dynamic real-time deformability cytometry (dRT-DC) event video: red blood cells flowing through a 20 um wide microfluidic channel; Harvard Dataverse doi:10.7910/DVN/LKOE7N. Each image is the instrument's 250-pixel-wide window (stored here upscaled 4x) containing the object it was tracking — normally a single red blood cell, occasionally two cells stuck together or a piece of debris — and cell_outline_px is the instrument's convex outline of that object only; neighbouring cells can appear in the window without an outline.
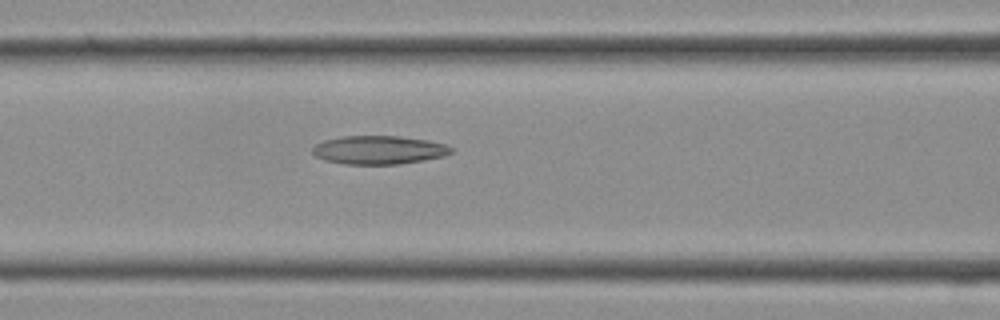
{"species": "Egyptian fruit bat (a non-hibernating species)", "species_latin": "Rousettus aegyptiacus", "temperature_condition": "cold", "stored_images_in_passage": 25, "camera_frame_rate_fps": 3000, "um_per_image_px": 0.085, "frame": {"image": 1, "passage_image": 7, "time_ms": 2.0, "image_size_px": [1000, 320], "cell_outline_px": [[452, 152], [444, 156], [424, 160], [400, 164], [344, 164], [324, 160], [316, 156], [312, 152], [312, 148], [316, 144], [324, 140], [340, 136], [400, 136], [428, 140], [444, 144], [452, 148]], "centroid_in_image_um": [32.18, 12.74], "position_along_channel_um": 134.4, "area_um2": 23.06}}
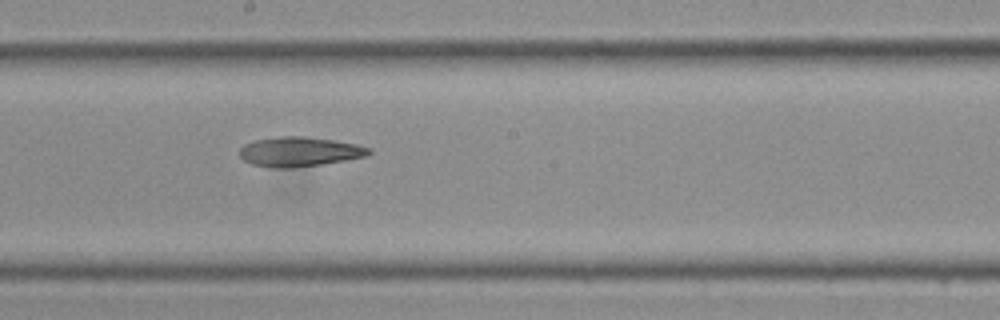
{"frame": {"image": 2, "passage_image": 11, "time_ms": 3.333, "image_size_px": [1000, 320], "cell_outline_px": [[372, 152], [368, 156], [320, 164], [292, 168], [268, 168], [252, 164], [244, 160], [240, 156], [240, 148], [244, 144], [256, 140], [276, 136], [304, 136], [332, 140], [356, 144], [372, 148]], "centroid_in_image_um": [25.44, 12.89], "position_along_channel_um": 222.8, "area_um2": 22.37}}
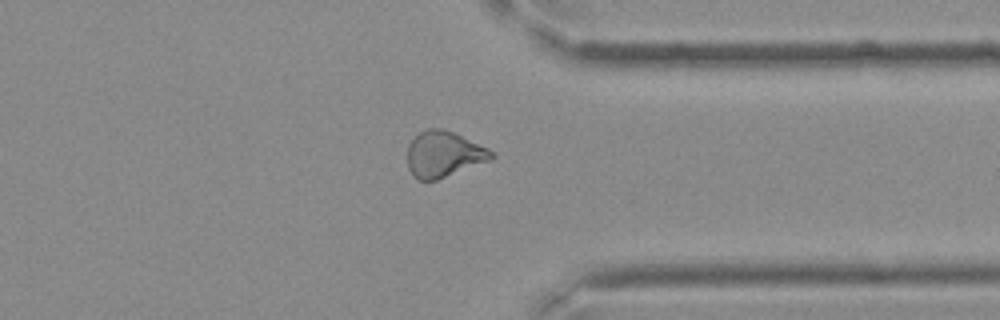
{"frame": {"image": 3, "passage_image": 18, "time_ms": 5.667, "image_size_px": [1000, 320], "cell_outline_px": [[496, 156], [492, 160], [436, 180], [416, 180], [412, 176], [408, 168], [408, 144], [420, 132], [428, 128], [444, 128], [488, 148]], "centroid_in_image_um": [37.71, 13.12], "position_along_channel_um": 373.7, "area_um2": 22.54}}